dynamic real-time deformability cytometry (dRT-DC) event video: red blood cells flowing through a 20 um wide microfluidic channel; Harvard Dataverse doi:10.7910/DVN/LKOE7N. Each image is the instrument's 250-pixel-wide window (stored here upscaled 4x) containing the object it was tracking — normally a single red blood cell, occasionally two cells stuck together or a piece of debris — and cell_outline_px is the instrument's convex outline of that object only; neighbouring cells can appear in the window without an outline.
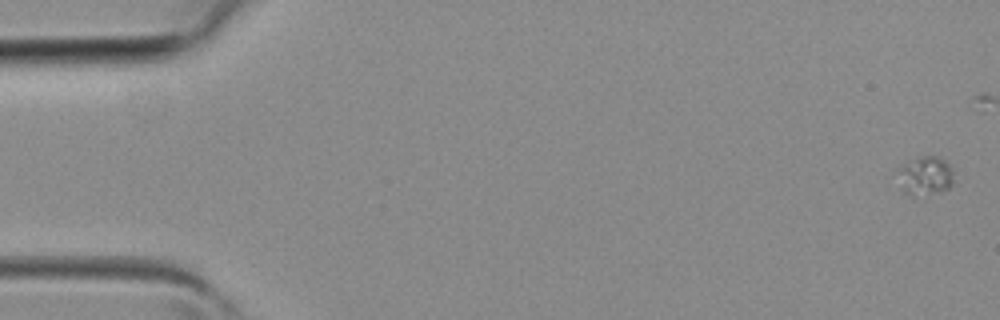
{"species": "common noctule bat (a hibernating species)", "species_latin": "Nyctalus noctula", "temperature_condition": "room temperature", "stored_images_in_passage": 4, "camera_frame_rate_fps": 3000, "um_per_image_px": 0.085, "animal": {"sex": "female", "body_mass_g": 19.3, "forearm_length_mm": 54.1}, "frame": {"image": 1, "passage_image": 1, "time_ms": 0.0, "image_size_px": [1000, 320], "cell_outline_px": [[952, 184], [948, 188], [912, 196], [904, 192], [900, 168], [904, 164], [924, 156], [936, 156], [944, 160], [952, 168]], "centroid_in_image_um": [78.71, 14.92], "position_along_channel_um": 6.3, "area_um2": 11.68}}